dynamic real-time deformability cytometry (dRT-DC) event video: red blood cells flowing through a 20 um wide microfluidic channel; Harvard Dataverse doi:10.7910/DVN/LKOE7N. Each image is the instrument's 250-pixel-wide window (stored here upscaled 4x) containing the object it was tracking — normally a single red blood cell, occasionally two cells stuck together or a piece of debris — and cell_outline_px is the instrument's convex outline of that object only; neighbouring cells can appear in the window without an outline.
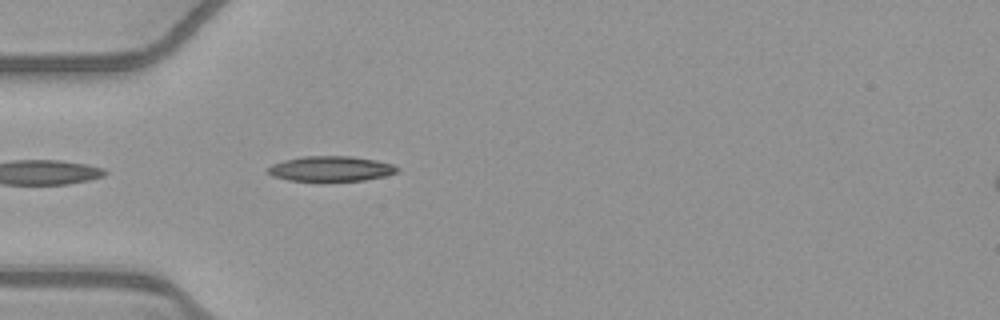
{"species": "common noctule bat (a hibernating species)", "species_latin": "Nyctalus noctula", "temperature_condition": "warm", "stored_images_in_passage": 10, "camera_frame_rate_fps": 3000, "um_per_image_px": 0.085, "animal": {"sex": "female", "body_mass_g": 21.9}, "frame": {"image": 1, "passage_image": 1, "time_ms": 0.0, "image_size_px": [1000, 320], "cell_outline_px": [[400, 172], [384, 176], [364, 180], [288, 180], [272, 176], [264, 172], [272, 164], [284, 160], [304, 156], [352, 156], [376, 160], [392, 164], [400, 168]], "centroid_in_image_um": [28.12, 14.33], "position_along_channel_um": 56.9, "area_um2": 18.9}}
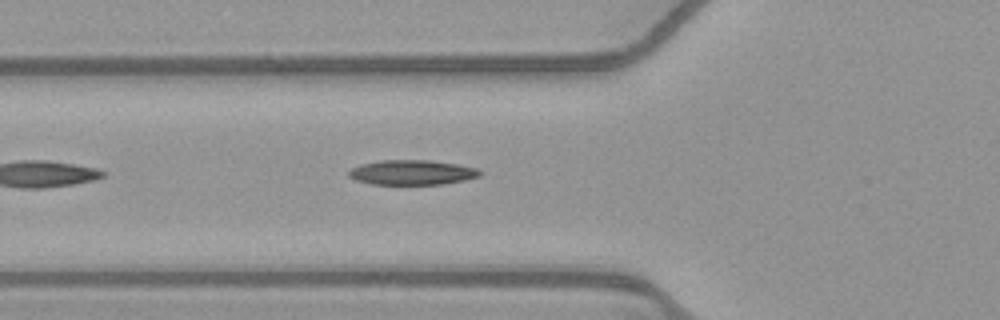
{"frame": {"image": 2, "passage_image": 4, "time_ms": 1.0, "image_size_px": [1000, 320], "cell_outline_px": [[484, 172], [480, 176], [464, 180], [440, 184], [372, 184], [356, 180], [348, 176], [348, 172], [352, 168], [360, 164], [380, 160], [428, 160], [456, 164], [476, 168]], "centroid_in_image_um": [35.01, 14.65], "position_along_channel_um": 90.8, "area_um2": 18.9}}
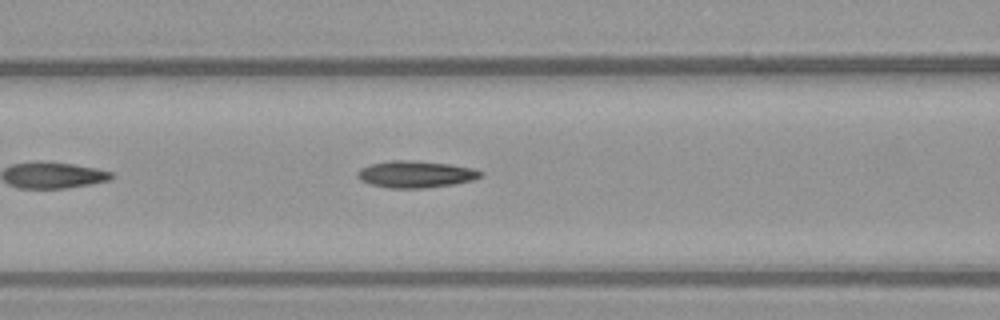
{"frame": {"image": 3, "passage_image": 7, "time_ms": 2.0, "image_size_px": [1000, 320], "cell_outline_px": [[484, 176], [472, 180], [452, 184], [424, 188], [388, 188], [372, 184], [360, 180], [356, 176], [356, 172], [360, 168], [372, 164], [392, 160], [404, 160], [448, 164], [472, 168], [484, 172]], "centroid_in_image_um": [35.32, 14.81], "position_along_channel_um": 131.3, "area_um2": 19.07}}